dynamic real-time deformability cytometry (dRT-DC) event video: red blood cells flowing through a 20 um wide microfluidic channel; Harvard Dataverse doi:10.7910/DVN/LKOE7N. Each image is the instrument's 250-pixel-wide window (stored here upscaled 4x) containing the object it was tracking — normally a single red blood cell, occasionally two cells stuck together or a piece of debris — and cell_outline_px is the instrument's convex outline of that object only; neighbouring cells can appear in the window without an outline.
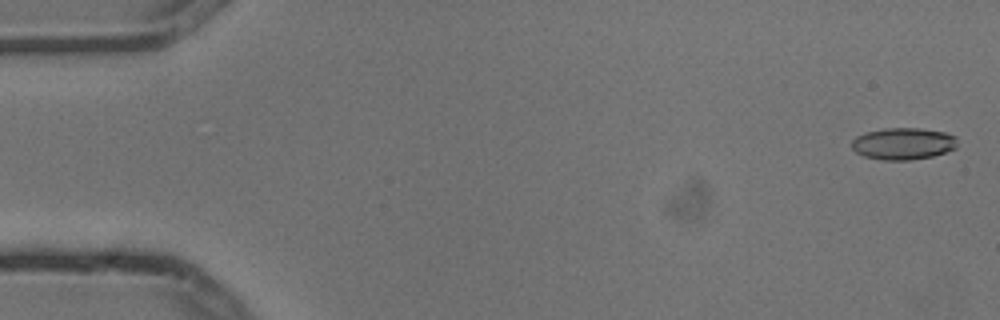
{"species": "common noctule bat (a hibernating species)", "species_latin": "Nyctalus noctula", "temperature_condition": "cold", "stored_images_in_passage": 4, "camera_frame_rate_fps": 3000, "um_per_image_px": 0.085, "animal": {"sex": "male", "body_mass_g": 13.3}, "frame": {"image": 1, "passage_image": 1, "time_ms": 0.0, "image_size_px": [1000, 320], "cell_outline_px": [[956, 148], [932, 156], [912, 160], [884, 160], [864, 156], [856, 152], [852, 148], [852, 140], [856, 136], [868, 132], [884, 128], [920, 128], [944, 132], [956, 136]], "centroid_in_image_um": [76.77, 12.21], "position_along_channel_um": 8.2, "area_um2": 19.54}}